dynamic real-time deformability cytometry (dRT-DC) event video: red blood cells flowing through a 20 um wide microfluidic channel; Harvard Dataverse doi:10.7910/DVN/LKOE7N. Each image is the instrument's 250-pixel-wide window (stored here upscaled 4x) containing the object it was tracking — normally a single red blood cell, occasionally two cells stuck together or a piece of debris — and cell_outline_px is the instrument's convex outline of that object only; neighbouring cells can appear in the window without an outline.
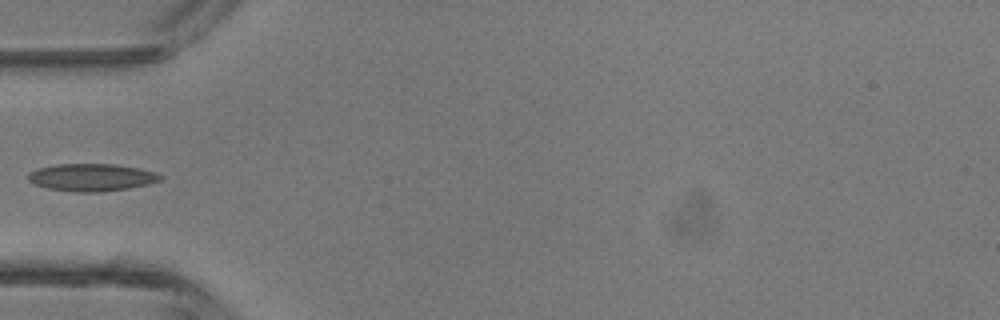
{"species": "common noctule bat (a hibernating species)", "species_latin": "Nyctalus noctula", "temperature_condition": "room temperature", "stored_images_in_passage": 5, "camera_frame_rate_fps": 3000, "um_per_image_px": 0.085, "animal": {"sex": "male", "body_mass_g": 13.3}, "frame": {"image": 1, "passage_image": 5, "time_ms": 5.667, "image_size_px": [1000, 320], "cell_outline_px": [[164, 180], [148, 184], [128, 188], [100, 192], [72, 192], [48, 188], [36, 184], [28, 180], [28, 172], [36, 168], [56, 164], [116, 164], [140, 168], [156, 172], [164, 176]], "centroid_in_image_um": [7.82, 15.07], "position_along_channel_um": 77.2, "area_um2": 21.39}}